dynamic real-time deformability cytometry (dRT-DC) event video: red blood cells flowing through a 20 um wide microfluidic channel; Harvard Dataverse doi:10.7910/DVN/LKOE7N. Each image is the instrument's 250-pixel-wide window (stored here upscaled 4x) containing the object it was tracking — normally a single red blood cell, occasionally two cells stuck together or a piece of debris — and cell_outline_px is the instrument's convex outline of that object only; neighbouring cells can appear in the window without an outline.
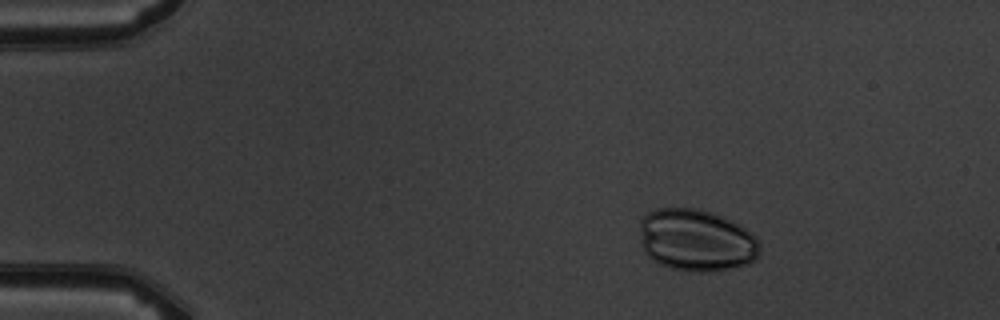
{"species": "common noctule bat (a hibernating species)", "species_latin": "Nyctalus noctula", "temperature_condition": "warm", "stored_images_in_passage": 7, "camera_frame_rate_fps": 3000, "um_per_image_px": 0.085, "animal": {"sex": "male", "body_mass_g": 19.5, "forearm_length_mm": 54.6}, "frame": {"image": 1, "passage_image": 3, "time_ms": 2.333, "image_size_px": [1000, 320], "cell_outline_px": [[760, 252], [756, 260], [748, 264], [716, 272], [688, 272], [668, 268], [652, 260], [644, 252], [640, 232], [640, 220], [648, 212], [656, 208], [700, 208], [724, 216], [740, 224], [756, 236], [760, 244]], "centroid_in_image_um": [59.21, 20.43], "position_along_channel_um": 25.8, "area_um2": 44.39}}